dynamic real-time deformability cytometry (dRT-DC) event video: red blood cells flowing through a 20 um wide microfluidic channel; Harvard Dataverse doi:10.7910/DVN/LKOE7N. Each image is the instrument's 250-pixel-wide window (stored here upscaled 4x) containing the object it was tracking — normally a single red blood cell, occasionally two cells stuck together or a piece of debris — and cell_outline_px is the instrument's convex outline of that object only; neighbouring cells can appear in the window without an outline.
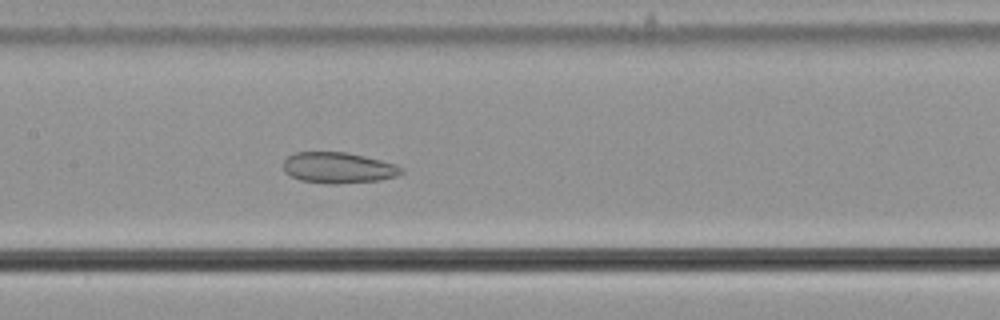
{"species": "common noctule bat (a hibernating species)", "species_latin": "Nyctalus noctula", "temperature_condition": "cold", "stored_images_in_passage": 46, "camera_frame_rate_fps": 3000, "um_per_image_px": 0.085, "animal": {"sex": "male", "body_mass_g": 21.5, "forearm_length_mm": 52.0}, "frame": {"image": 1, "passage_image": 17, "time_ms": 5.333, "image_size_px": [1000, 320], "cell_outline_px": [[404, 172], [396, 176], [380, 180], [340, 184], [328, 184], [300, 180], [284, 172], [284, 160], [288, 156], [296, 152], [344, 152], [364, 156], [396, 164], [404, 168]], "centroid_in_image_um": [28.77, 14.27], "position_along_channel_um": 178.6, "area_um2": 21.33}}
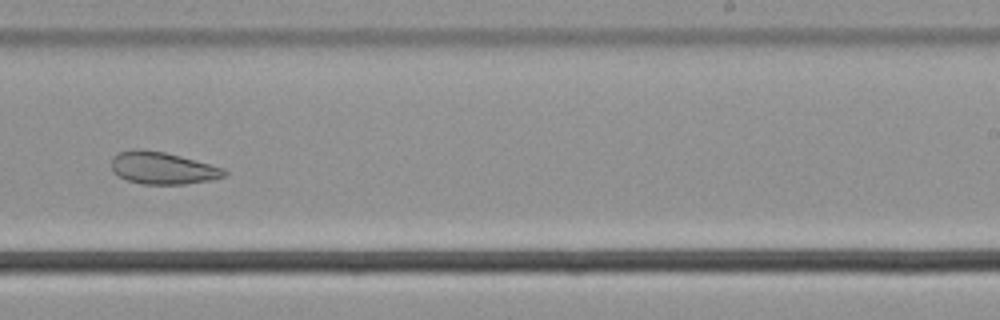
{"frame": {"image": 2, "passage_image": 25, "time_ms": 8.0, "image_size_px": [1000, 320], "cell_outline_px": [[228, 176], [212, 180], [184, 184], [140, 184], [128, 180], [112, 172], [112, 156], [120, 152], [136, 148], [140, 148], [164, 152], [180, 156], [224, 168], [228, 172]], "centroid_in_image_um": [13.83, 14.29], "position_along_channel_um": 275.2, "area_um2": 21.27}}
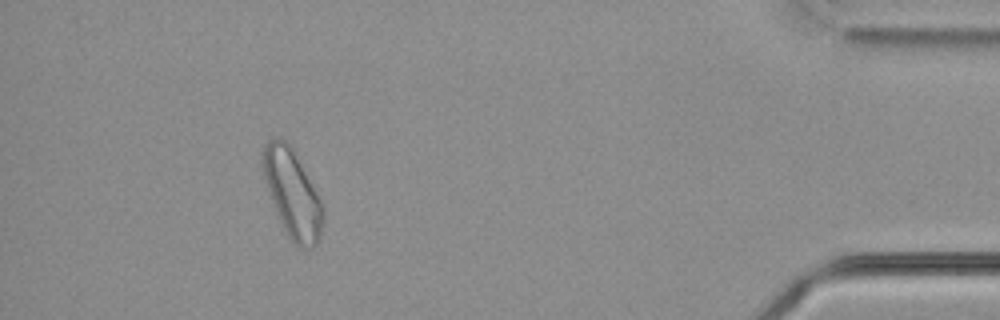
{"frame": {"image": 3, "passage_image": 41, "time_ms": 13.333, "image_size_px": [1000, 320], "cell_outline_px": [[324, 220], [320, 236], [316, 244], [312, 248], [296, 248], [280, 224], [260, 164], [260, 152], [264, 144], [268, 140], [280, 136], [292, 148], [324, 204]], "centroid_in_image_um": [24.84, 16.46], "position_along_channel_um": 410.4, "area_um2": 31.27}, "authors_computed_cell_mechanics": {"area_um2": 25.0563, "velocity_mm_per_s": 3.6298, "shape_relaxation_time_tau1_ms": null, "shape_relaxation_time_tau2_ms": 6.5634, "deformation_change_tau1": null, "deformation_change_tau2": 0.1174}}